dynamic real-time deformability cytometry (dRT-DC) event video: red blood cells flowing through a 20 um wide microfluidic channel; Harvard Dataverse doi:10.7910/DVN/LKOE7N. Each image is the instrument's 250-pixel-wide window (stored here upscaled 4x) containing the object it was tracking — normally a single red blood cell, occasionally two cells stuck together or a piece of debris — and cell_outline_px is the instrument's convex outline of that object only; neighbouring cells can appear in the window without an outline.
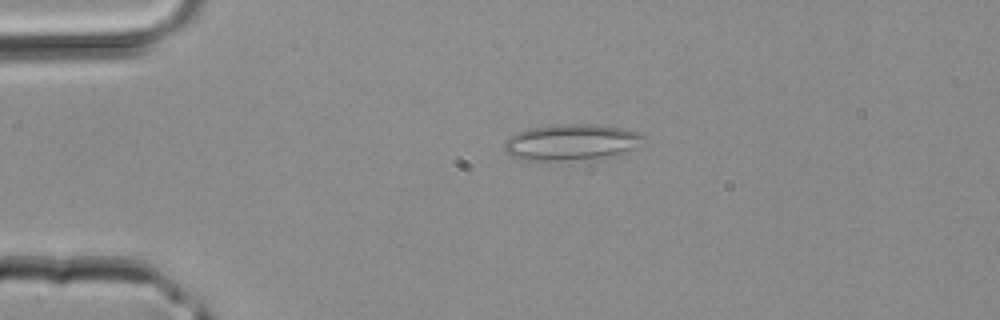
{"species": "common noctule bat (a hibernating species)", "species_latin": "Nyctalus noctula", "temperature_condition": "room temperature", "stored_images_in_passage": 32, "camera_frame_rate_fps": 3000, "um_per_image_px": 0.085, "animal": {"sex": "male", "body_mass_g": 20.4}, "frame": {"image": 1, "passage_image": 1, "time_ms": 0.0, "image_size_px": [1000, 320], "cell_outline_px": [[644, 136], [632, 148], [620, 152], [600, 156], [564, 160], [528, 160], [512, 156], [504, 152], [504, 144], [516, 132], [528, 128], [556, 124], [596, 124], [620, 128], [640, 132]], "centroid_in_image_um": [48.46, 12.05], "position_along_channel_um": 36.5, "area_um2": 28.38}}
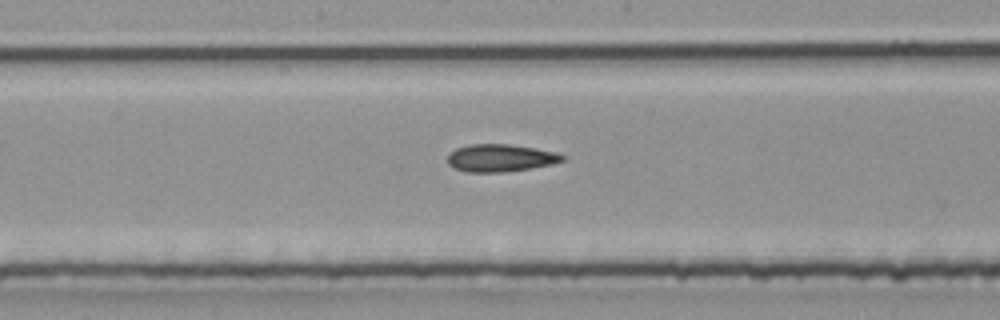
{"frame": {"image": 2, "passage_image": 13, "time_ms": 4.0, "image_size_px": [1000, 320], "cell_outline_px": [[568, 156], [564, 160], [552, 164], [528, 168], [500, 172], [468, 172], [456, 168], [448, 164], [448, 156], [456, 148], [472, 144], [508, 144], [536, 148], [556, 152]], "centroid_in_image_um": [42.57, 13.41], "position_along_channel_um": 205.6, "area_um2": 18.21}}
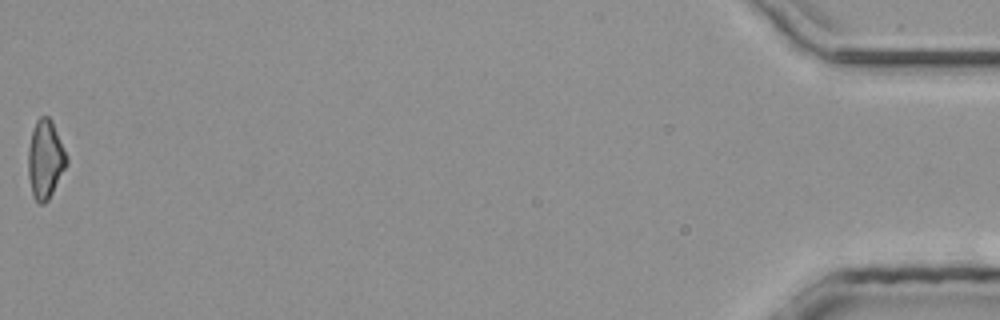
{"frame": {"image": 3, "passage_image": 32, "time_ms": 10.333, "image_size_px": [1000, 320], "cell_outline_px": [[68, 164], [48, 200], [44, 204], [40, 204], [32, 196], [28, 176], [28, 148], [32, 128], [36, 120], [40, 116], [48, 116], [52, 120], [68, 156]], "centroid_in_image_um": [3.85, 13.53], "position_along_channel_um": 431.3, "area_um2": 17.92}}